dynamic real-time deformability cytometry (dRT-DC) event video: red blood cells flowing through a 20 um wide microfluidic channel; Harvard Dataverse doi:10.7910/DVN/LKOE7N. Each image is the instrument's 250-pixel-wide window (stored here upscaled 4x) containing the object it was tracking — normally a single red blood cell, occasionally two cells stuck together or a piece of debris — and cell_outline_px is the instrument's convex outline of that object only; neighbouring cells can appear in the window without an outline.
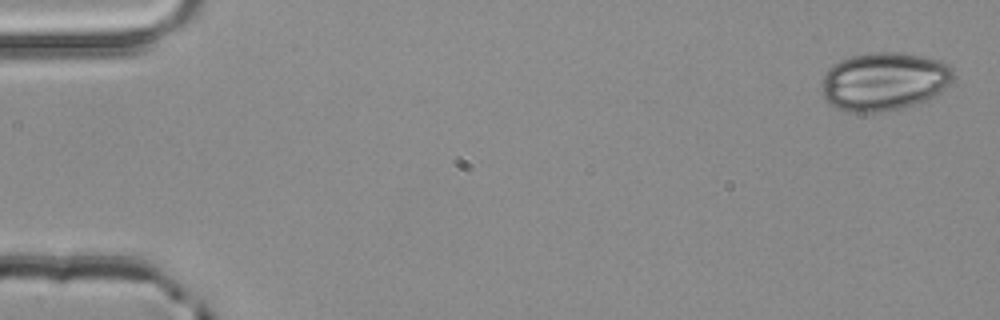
{"species": "common noctule bat (a hibernating species)", "species_latin": "Nyctalus noctula", "temperature_condition": "room temperature", "stored_images_in_passage": 3, "camera_frame_rate_fps": 3000, "um_per_image_px": 0.085, "animal": {"sex": "male", "body_mass_g": 20.4}, "frame": {"image": 1, "passage_image": 1, "time_ms": 0.0, "image_size_px": [1000, 320], "cell_outline_px": [[952, 80], [940, 92], [924, 100], [900, 108], [876, 112], [848, 112], [836, 108], [828, 104], [824, 96], [824, 76], [828, 68], [832, 64], [840, 60], [852, 56], [868, 52], [900, 52], [924, 56], [940, 60], [948, 64], [952, 68]], "centroid_in_image_um": [75.13, 6.9], "position_along_channel_um": 9.9, "area_um2": 44.45}}